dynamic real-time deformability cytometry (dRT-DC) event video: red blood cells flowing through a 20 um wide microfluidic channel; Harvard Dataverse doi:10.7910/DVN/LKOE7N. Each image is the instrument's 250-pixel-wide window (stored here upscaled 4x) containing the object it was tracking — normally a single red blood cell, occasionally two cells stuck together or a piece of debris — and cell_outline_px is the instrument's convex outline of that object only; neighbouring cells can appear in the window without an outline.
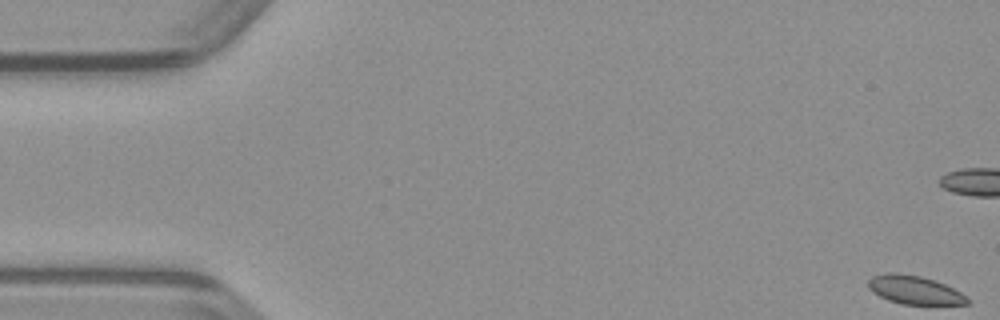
{"species": "common noctule bat (a hibernating species)", "species_latin": "Nyctalus noctula", "temperature_condition": "warm", "stored_images_in_passage": 51, "camera_frame_rate_fps": 3000, "um_per_image_px": 0.085, "animal": {"sex": "male", "body_mass_g": 23.1, "forearm_length_mm": 52.7}, "frame": {"image": 1, "passage_image": 1, "time_ms": 0.0, "image_size_px": [1000, 320], "cell_outline_px": [[972, 300], [968, 304], [900, 304], [888, 300], [872, 292], [868, 288], [868, 280], [872, 276], [888, 272], [896, 272], [920, 276], [936, 280], [968, 296]], "centroid_in_image_um": [77.74, 24.64], "position_along_channel_um": 7.3, "area_um2": 16.59}}
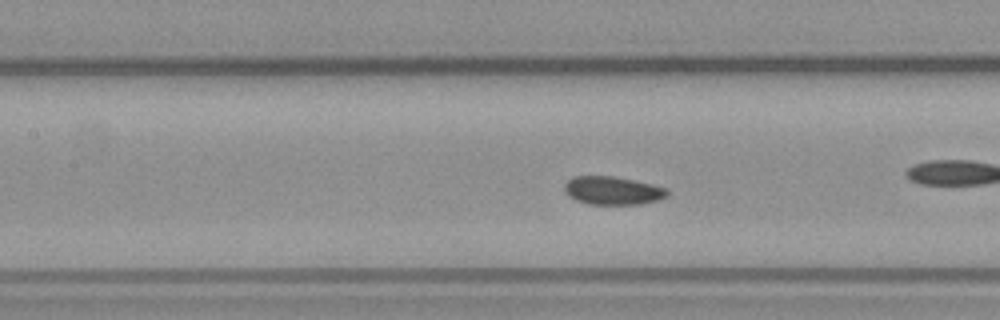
{"frame": {"image": 2, "passage_image": 22, "time_ms": 7.0, "image_size_px": [1000, 320], "cell_outline_px": [[668, 196], [656, 200], [640, 204], [588, 204], [576, 200], [568, 196], [564, 192], [564, 184], [572, 176], [612, 176], [652, 184], [664, 188], [668, 192]], "centroid_in_image_um": [52.02, 16.2], "position_along_channel_um": 155.4, "area_um2": 16.82}}
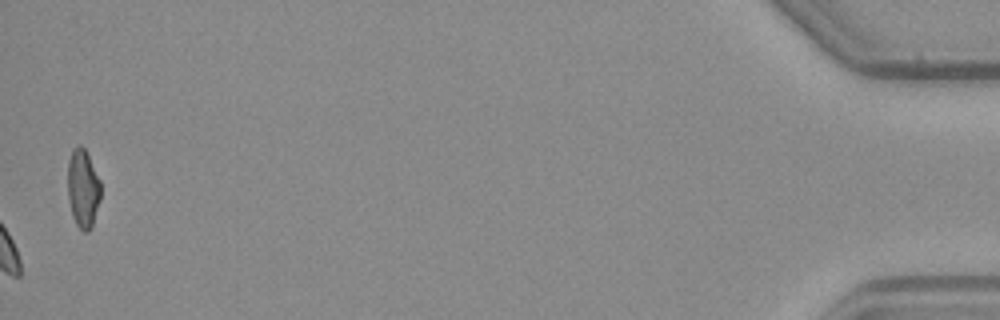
{"frame": {"image": 3, "passage_image": 51, "time_ms": 16.667, "image_size_px": [1000, 320], "cell_outline_px": [[100, 200], [92, 228], [88, 232], [84, 232], [76, 224], [72, 216], [68, 200], [68, 160], [72, 148], [80, 144], [84, 148], [100, 180]], "centroid_in_image_um": [7.04, 16.04], "position_along_channel_um": 428.2, "area_um2": 15.2}}